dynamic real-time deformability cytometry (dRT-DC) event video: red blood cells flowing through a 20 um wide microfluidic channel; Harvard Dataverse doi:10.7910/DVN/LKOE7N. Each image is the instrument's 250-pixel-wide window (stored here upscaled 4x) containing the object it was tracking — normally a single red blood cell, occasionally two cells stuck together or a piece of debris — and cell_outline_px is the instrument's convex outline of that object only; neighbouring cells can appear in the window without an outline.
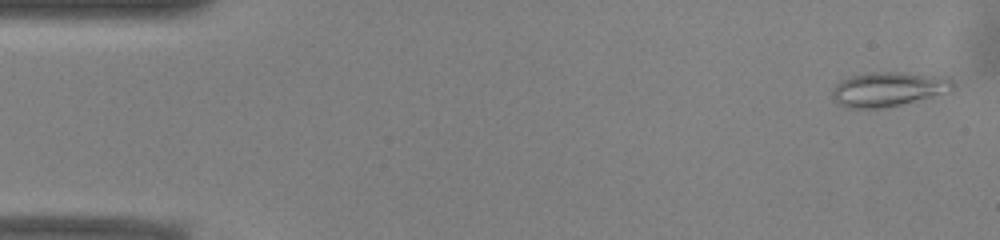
{"species": "common noctule bat (a hibernating species)", "species_latin": "Nyctalus noctula", "temperature_condition": "warm", "stored_images_in_passage": 52, "camera_frame_rate_fps": 3000, "um_per_image_px": 0.085, "animal": {"sex": "male", "body_mass_g": 13.0, "forearm_length_mm": 53.1}, "frame": {"image": 1, "passage_image": 2, "time_ms": 0.333, "image_size_px": [1000, 240], "cell_outline_px": [[956, 88], [952, 92], [884, 108], [848, 108], [836, 104], [832, 100], [832, 88], [840, 80], [852, 76], [872, 72], [900, 72], [948, 76], [956, 84]], "centroid_in_image_um": [75.55, 7.58], "position_along_channel_um": 9.4, "area_um2": 24.8}}
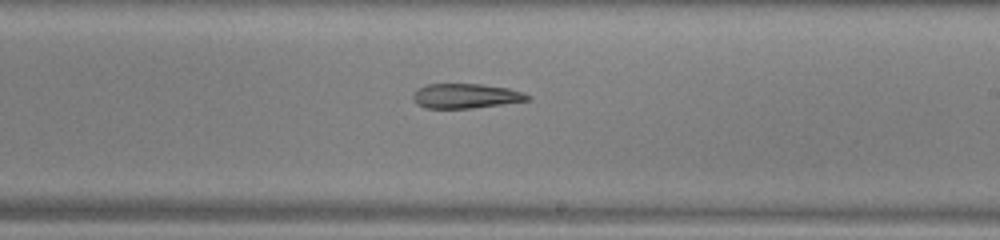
{"frame": {"image": 2, "passage_image": 30, "time_ms": 9.667, "image_size_px": [1000, 240], "cell_outline_px": [[532, 100], [472, 108], [424, 108], [416, 104], [412, 100], [412, 96], [420, 88], [428, 84], [480, 84], [508, 88], [532, 96]], "centroid_in_image_um": [39.6, 8.16], "position_along_channel_um": 249.4, "area_um2": 16.42}}
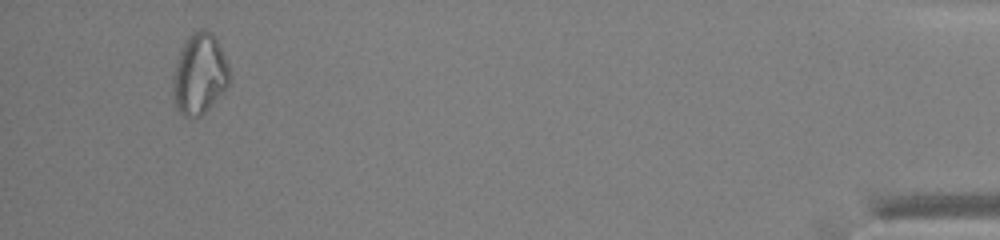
{"frame": {"image": 3, "passage_image": 49, "time_ms": 16.0, "image_size_px": [1000, 240], "cell_outline_px": [[232, 76], [228, 84], [208, 108], [200, 116], [188, 120], [176, 108], [172, 92], [172, 88], [176, 64], [180, 52], [188, 36], [192, 32], [200, 28], [204, 28], [212, 32], [216, 36], [228, 64]], "centroid_in_image_um": [16.97, 6.28], "position_along_channel_um": 418.2, "area_um2": 26.65}}